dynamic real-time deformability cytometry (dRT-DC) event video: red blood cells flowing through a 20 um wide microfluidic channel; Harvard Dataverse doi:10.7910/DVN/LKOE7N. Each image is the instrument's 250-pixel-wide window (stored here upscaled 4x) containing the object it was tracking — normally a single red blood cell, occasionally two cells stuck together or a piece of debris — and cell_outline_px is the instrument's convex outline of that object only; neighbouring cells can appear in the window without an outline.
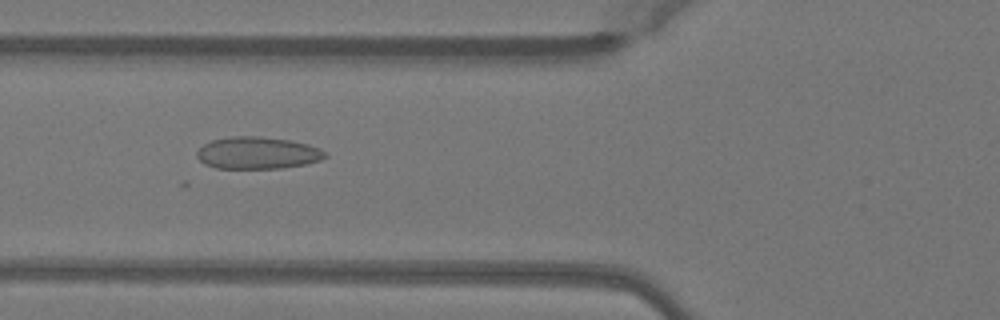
{"species": "Egyptian fruit bat (a non-hibernating species)", "species_latin": "Rousettus aegyptiacus", "temperature_condition": "warm", "stored_images_in_passage": 35, "camera_frame_rate_fps": 3000, "um_per_image_px": 0.085, "animal": {"sex": "female"}, "frame": {"image": 1, "passage_image": 6, "time_ms": 1.667, "image_size_px": [1000, 320], "cell_outline_px": [[328, 156], [320, 160], [304, 164], [280, 168], [216, 168], [204, 164], [196, 156], [196, 152], [204, 144], [212, 140], [232, 136], [256, 136], [288, 140], [308, 144], [320, 148]], "centroid_in_image_um": [21.87, 13.0], "position_along_channel_um": 103.9, "area_um2": 23.81}}
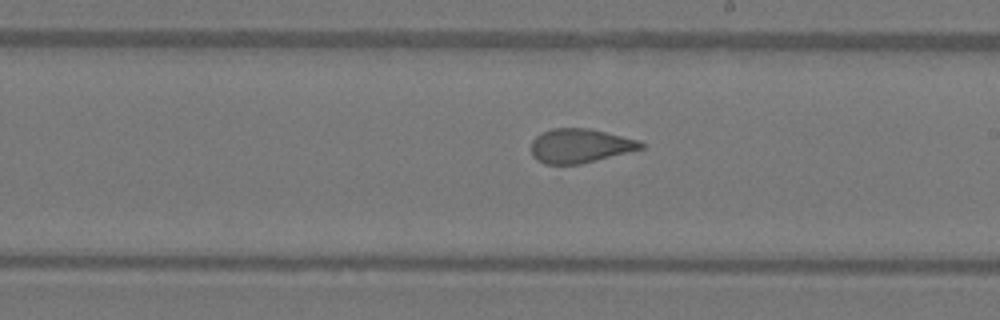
{"frame": {"image": 2, "passage_image": 16, "time_ms": 5.0, "image_size_px": [1000, 320], "cell_outline_px": [[644, 148], [580, 164], [544, 164], [536, 160], [532, 156], [532, 140], [536, 136], [552, 128], [588, 128], [640, 140], [644, 144]], "centroid_in_image_um": [49.29, 12.39], "position_along_channel_um": 239.7, "area_um2": 21.73}}
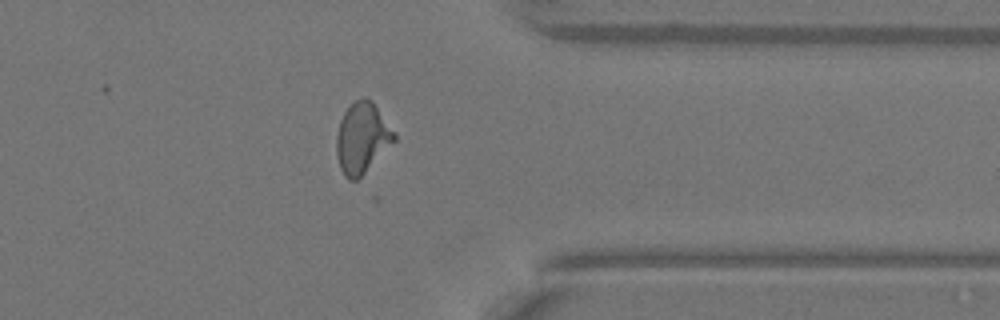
{"frame": {"image": 3, "passage_image": 27, "time_ms": 8.667, "image_size_px": [1000, 320], "cell_outline_px": [[396, 140], [356, 180], [348, 180], [344, 176], [340, 168], [336, 156], [336, 136], [340, 120], [344, 112], [356, 100], [364, 96], [372, 100], [396, 132]], "centroid_in_image_um": [30.78, 11.7], "position_along_channel_um": 380.6, "area_um2": 23.76}}